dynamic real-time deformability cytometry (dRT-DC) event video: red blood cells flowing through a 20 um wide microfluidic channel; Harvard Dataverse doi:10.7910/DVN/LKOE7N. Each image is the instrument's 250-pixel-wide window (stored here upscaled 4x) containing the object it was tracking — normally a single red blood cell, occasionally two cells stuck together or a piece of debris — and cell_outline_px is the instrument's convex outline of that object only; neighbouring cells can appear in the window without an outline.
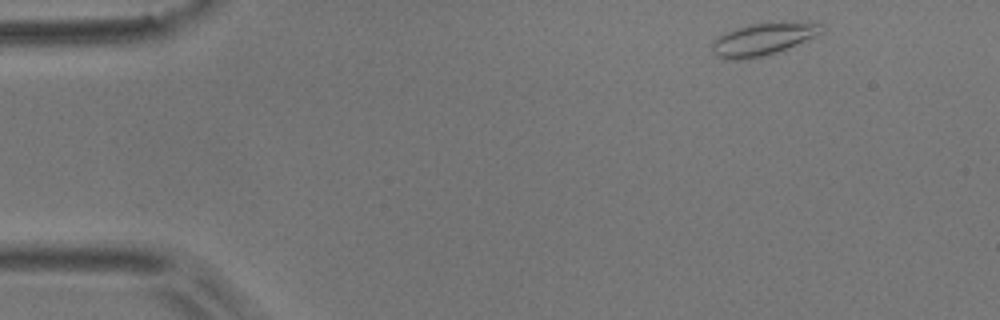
{"species": "common noctule bat (a hibernating species)", "species_latin": "Nyctalus noctula", "temperature_condition": "room temperature", "stored_images_in_passage": 3, "camera_frame_rate_fps": 3000, "um_per_image_px": 0.085, "animal": {"sex": "male", "body_mass_g": 17.9}, "frame": {"image": 1, "passage_image": 1, "time_ms": 0.0, "image_size_px": [1000, 320], "cell_outline_px": [[824, 32], [788, 48], [768, 56], [748, 60], [724, 60], [716, 56], [712, 52], [712, 40], [736, 28], [748, 24], [824, 24]], "centroid_in_image_um": [64.77, 3.4], "position_along_channel_um": 20.2, "area_um2": 20.29}}